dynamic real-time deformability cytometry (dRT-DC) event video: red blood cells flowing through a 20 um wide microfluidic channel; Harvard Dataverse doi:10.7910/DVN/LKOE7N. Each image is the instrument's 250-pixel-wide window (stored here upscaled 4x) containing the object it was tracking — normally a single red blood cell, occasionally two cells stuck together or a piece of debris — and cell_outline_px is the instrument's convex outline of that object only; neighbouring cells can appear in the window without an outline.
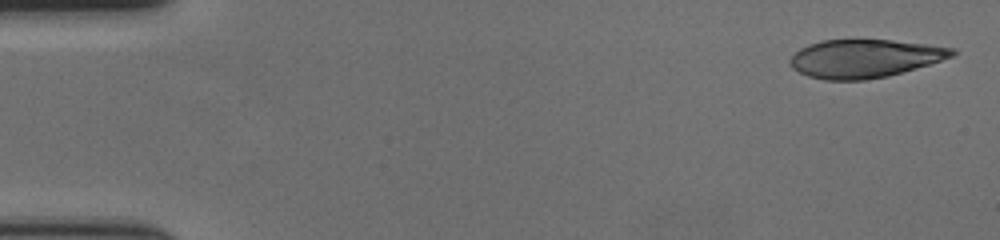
{"species": "human", "species_latin": "Homo sapiens", "temperature_condition": "cold", "stored_images_in_passage": 58, "camera_frame_rate_fps": 3000, "um_per_image_px": 0.085, "donor": {"sex": "female"}, "frame": {"image": 1, "passage_image": 2, "time_ms": 0.333, "image_size_px": [1000, 240], "cell_outline_px": [[956, 52], [952, 56], [928, 64], [888, 76], [864, 80], [824, 80], [808, 76], [792, 68], [788, 64], [788, 60], [800, 48], [808, 44], [824, 40], [892, 40], [928, 44], [956, 48]], "centroid_in_image_um": [73.46, 4.97], "position_along_channel_um": 11.5, "area_um2": 36.01}}
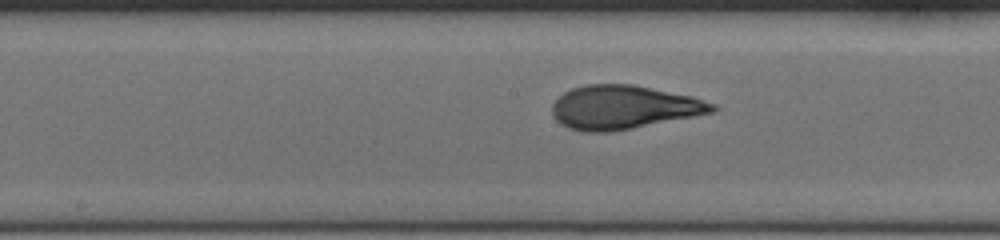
{"frame": {"image": 2, "passage_image": 30, "time_ms": 9.667, "image_size_px": [1000, 240], "cell_outline_px": [[720, 108], [716, 112], [632, 128], [608, 132], [584, 132], [568, 128], [560, 124], [552, 116], [552, 104], [564, 92], [572, 88], [584, 84], [632, 84], [692, 96], [716, 104]], "centroid_in_image_um": [53.01, 9.12], "position_along_channel_um": 195.2, "area_um2": 40.98}}
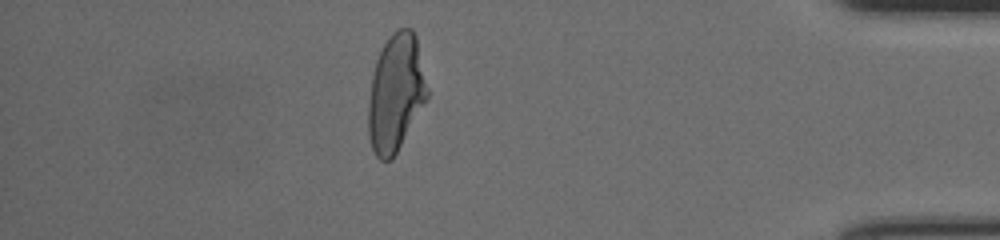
{"frame": {"image": 3, "passage_image": 51, "time_ms": 16.667, "image_size_px": [1000, 240], "cell_outline_px": [[428, 96], [392, 160], [380, 160], [376, 156], [372, 148], [368, 136], [368, 104], [372, 76], [376, 60], [388, 36], [392, 32], [400, 28], [412, 28], [416, 36], [428, 88]], "centroid_in_image_um": [33.63, 7.89], "position_along_channel_um": 401.6, "area_um2": 40.06}, "authors_computed_cell_mechanics": {"area_um2": 40.0554, "velocity_mm_per_s": 3.5401, "shape_relaxation_time_tau1_ms": 6.207, "shape_relaxation_time_tau2_ms": 0.8853, "deformation_change_tau1": 0.2422, "deformation_change_tau2": 0.0783}}